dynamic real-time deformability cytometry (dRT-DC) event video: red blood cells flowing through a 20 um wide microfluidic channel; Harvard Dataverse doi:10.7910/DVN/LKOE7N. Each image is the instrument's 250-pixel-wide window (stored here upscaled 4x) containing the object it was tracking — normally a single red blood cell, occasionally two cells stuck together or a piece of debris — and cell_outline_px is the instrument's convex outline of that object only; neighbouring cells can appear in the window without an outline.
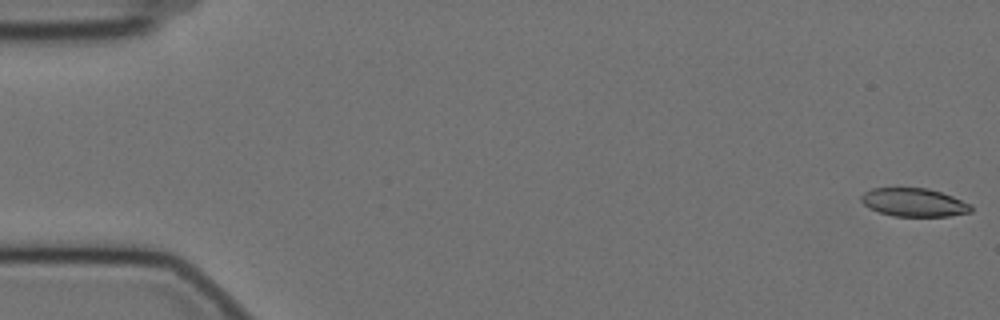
{"species": "Egyptian fruit bat (a non-hibernating species)", "species_latin": "Rousettus aegyptiacus", "temperature_condition": "cold", "stored_images_in_passage": 58, "camera_frame_rate_fps": 3000, "um_per_image_px": 0.085, "animal": {"sex": "female"}, "frame": {"image": 1, "passage_image": 1, "time_ms": 0.0, "image_size_px": [1000, 320], "cell_outline_px": [[972, 212], [948, 216], [892, 216], [868, 208], [860, 200], [860, 196], [864, 192], [872, 188], [928, 188], [952, 196], [972, 204]], "centroid_in_image_um": [77.68, 17.2], "position_along_channel_um": 7.3, "area_um2": 18.21}}
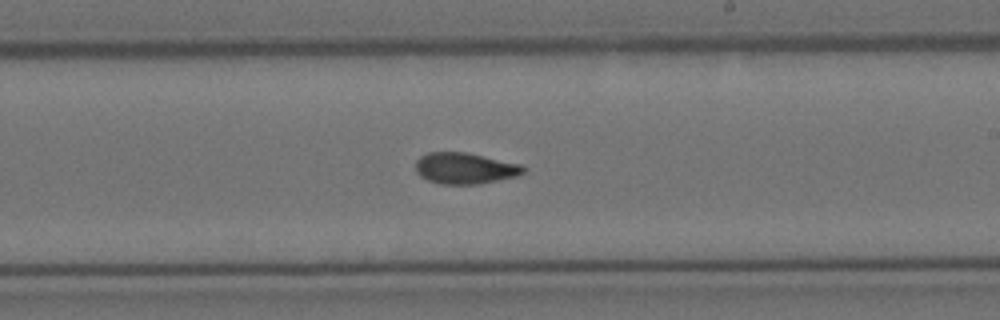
{"frame": {"image": 2, "passage_image": 34, "time_ms": 11.0, "image_size_px": [1000, 320], "cell_outline_px": [[528, 168], [524, 172], [516, 176], [480, 184], [440, 184], [428, 180], [420, 176], [416, 172], [416, 160], [420, 156], [428, 152], [464, 152], [520, 164]], "centroid_in_image_um": [39.5, 14.31], "position_along_channel_um": 249.5, "area_um2": 19.54}}
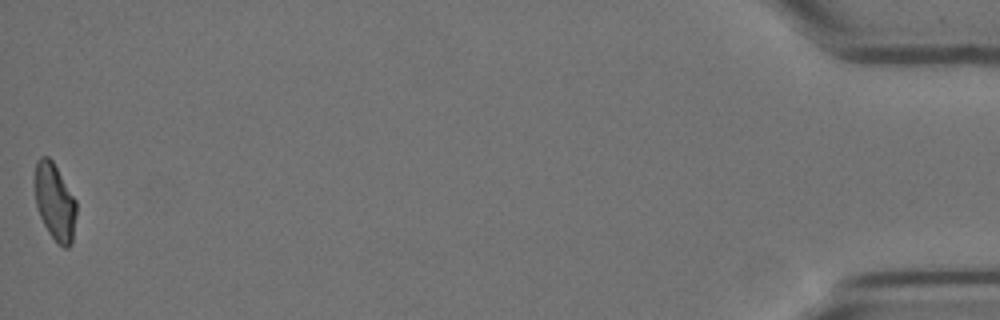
{"frame": {"image": 3, "passage_image": 58, "time_ms": 19.0, "image_size_px": [1000, 320], "cell_outline_px": [[76, 216], [72, 244], [68, 248], [64, 248], [48, 232], [40, 216], [36, 204], [32, 180], [36, 160], [40, 156], [48, 156], [52, 160], [76, 200]], "centroid_in_image_um": [4.62, 17.11], "position_along_channel_um": 430.6, "area_um2": 18.96}, "authors_computed_cell_mechanics": {"area_um2": 19.5364, "velocity_mm_per_s": 3.4812, "shape_relaxation_time_tau1_ms": null, "shape_relaxation_time_tau2_ms": 2.6015, "deformation_change_tau1": null, "deformation_change_tau2": 0.0793}}